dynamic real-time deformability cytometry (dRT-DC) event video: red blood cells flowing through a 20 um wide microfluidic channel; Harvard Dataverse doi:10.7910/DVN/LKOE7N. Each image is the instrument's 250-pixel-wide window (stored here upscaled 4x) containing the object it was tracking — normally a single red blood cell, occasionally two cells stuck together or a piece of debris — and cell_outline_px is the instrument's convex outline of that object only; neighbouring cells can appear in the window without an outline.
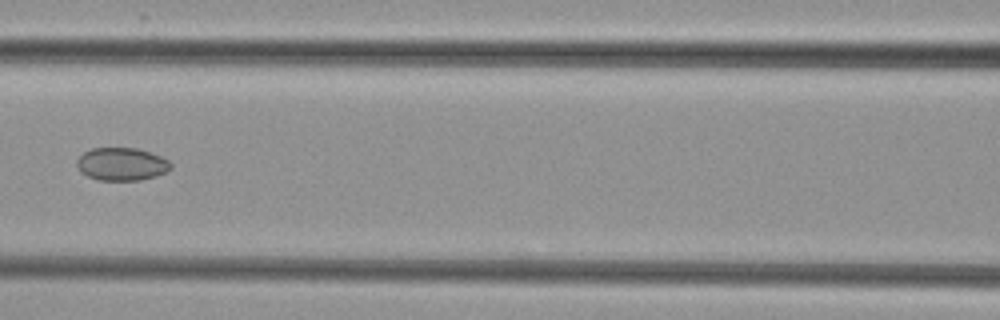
{"species": "common noctule bat (a hibernating species)", "species_latin": "Nyctalus noctula", "temperature_condition": "cold", "stored_images_in_passage": 3, "camera_frame_rate_fps": 3000, "um_per_image_px": 0.085, "animal": {"sex": "female", "body_mass_g": 29.2, "forearm_length_mm": 56.3}, "frame": {"image": 1, "passage_image": 3, "time_ms": 2.333, "image_size_px": [1000, 320], "cell_outline_px": [[172, 168], [156, 176], [140, 180], [100, 180], [88, 176], [80, 172], [76, 164], [76, 160], [84, 152], [92, 148], [140, 148], [160, 156], [168, 160], [172, 164]], "centroid_in_image_um": [10.34, 13.94], "position_along_channel_um": 156.3, "area_um2": 18.03}}